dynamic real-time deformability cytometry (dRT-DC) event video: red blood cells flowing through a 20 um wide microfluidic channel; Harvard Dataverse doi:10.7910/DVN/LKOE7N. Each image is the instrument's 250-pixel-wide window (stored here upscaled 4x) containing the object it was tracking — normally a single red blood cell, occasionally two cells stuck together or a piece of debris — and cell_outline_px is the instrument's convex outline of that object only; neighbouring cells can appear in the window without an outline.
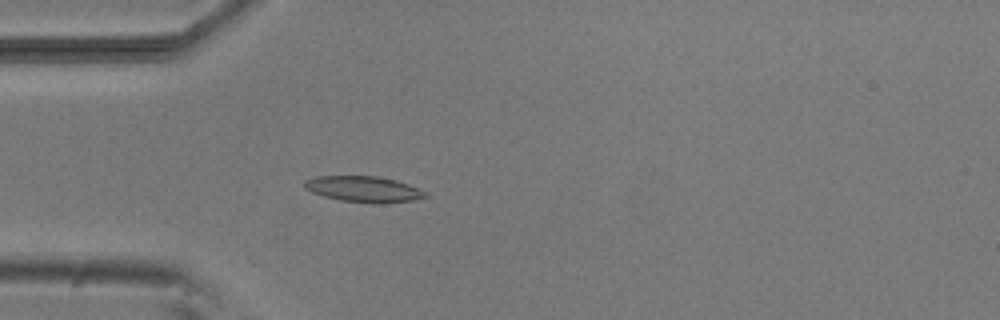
{"species": "common noctule bat (a hibernating species)", "species_latin": "Nyctalus noctula", "temperature_condition": "room temperature", "stored_images_in_passage": 4, "camera_frame_rate_fps": 3000, "um_per_image_px": 0.085, "animal": {"sex": "male", "body_mass_g": 20.5, "forearm_length_mm": 52.5}, "frame": {"image": 1, "passage_image": 4, "time_ms": 4.333, "image_size_px": [1000, 320], "cell_outline_px": [[428, 196], [412, 200], [376, 204], [372, 204], [340, 200], [324, 196], [312, 192], [304, 188], [304, 180], [316, 176], [376, 176], [396, 180], [408, 184], [424, 192]], "centroid_in_image_um": [30.86, 16.07], "position_along_channel_um": 54.1, "area_um2": 18.15}}